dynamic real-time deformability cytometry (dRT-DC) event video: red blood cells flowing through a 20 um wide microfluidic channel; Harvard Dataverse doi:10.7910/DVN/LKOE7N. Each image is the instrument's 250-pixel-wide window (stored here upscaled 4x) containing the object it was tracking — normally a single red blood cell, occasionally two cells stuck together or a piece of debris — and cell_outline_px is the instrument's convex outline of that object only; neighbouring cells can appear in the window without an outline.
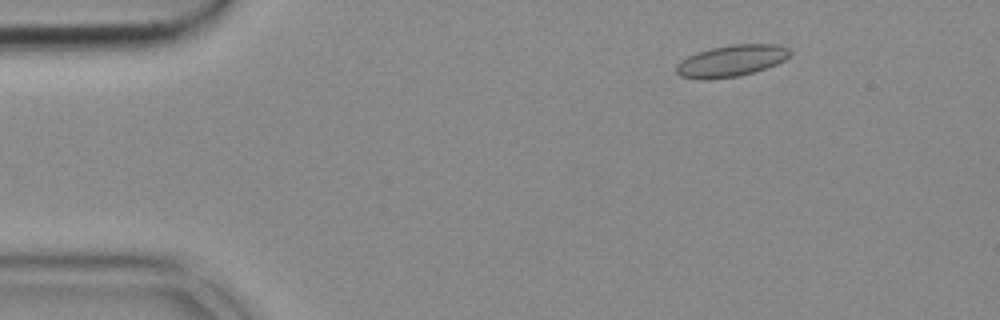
{"species": "common noctule bat (a hibernating species)", "species_latin": "Nyctalus noctula", "temperature_condition": "cold", "stored_images_in_passage": 53, "camera_frame_rate_fps": 3000, "um_per_image_px": 0.085, "animal": {"sex": "female", "body_mass_g": 18.4}, "frame": {"image": 1, "passage_image": 7, "time_ms": 2.0, "image_size_px": [1000, 320], "cell_outline_px": [[792, 56], [768, 68], [740, 76], [708, 80], [700, 80], [680, 76], [676, 72], [676, 64], [680, 60], [696, 52], [712, 48], [732, 44], [780, 44], [788, 48], [792, 52]], "centroid_in_image_um": [62.18, 5.18], "position_along_channel_um": 22.8, "area_um2": 21.33}}
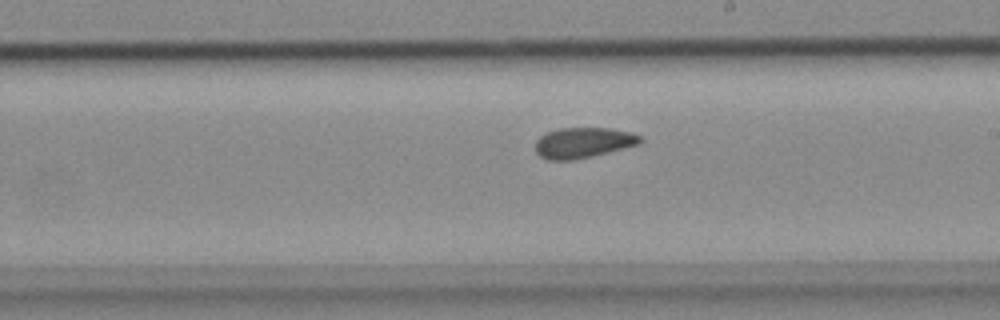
{"frame": {"image": 2, "passage_image": 30, "time_ms": 9.667, "image_size_px": [1000, 320], "cell_outline_px": [[644, 140], [640, 144], [592, 156], [572, 160], [548, 160], [540, 156], [536, 152], [536, 140], [540, 136], [548, 132], [560, 128], [612, 128], [632, 132], [640, 136]], "centroid_in_image_um": [49.6, 12.12], "position_along_channel_um": 239.4, "area_um2": 18.67}}
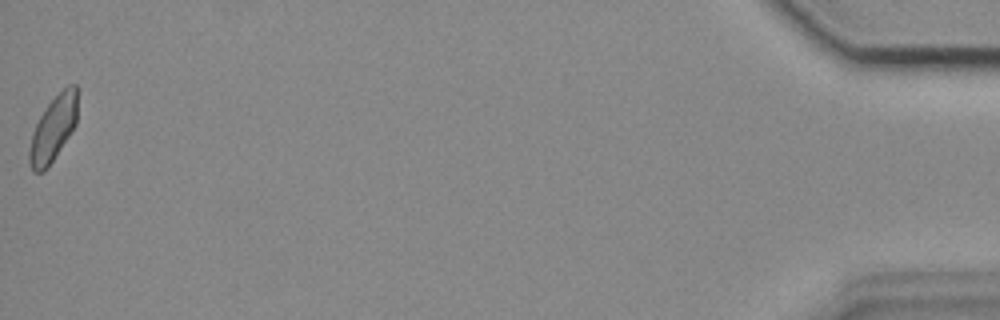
{"frame": {"image": 3, "passage_image": 53, "time_ms": 17.333, "image_size_px": [1000, 320], "cell_outline_px": [[76, 124], [48, 168], [44, 172], [32, 172], [28, 160], [28, 152], [32, 132], [44, 108], [68, 84], [76, 84]], "centroid_in_image_um": [4.48, 10.99], "position_along_channel_um": 430.7, "area_um2": 18.15}}